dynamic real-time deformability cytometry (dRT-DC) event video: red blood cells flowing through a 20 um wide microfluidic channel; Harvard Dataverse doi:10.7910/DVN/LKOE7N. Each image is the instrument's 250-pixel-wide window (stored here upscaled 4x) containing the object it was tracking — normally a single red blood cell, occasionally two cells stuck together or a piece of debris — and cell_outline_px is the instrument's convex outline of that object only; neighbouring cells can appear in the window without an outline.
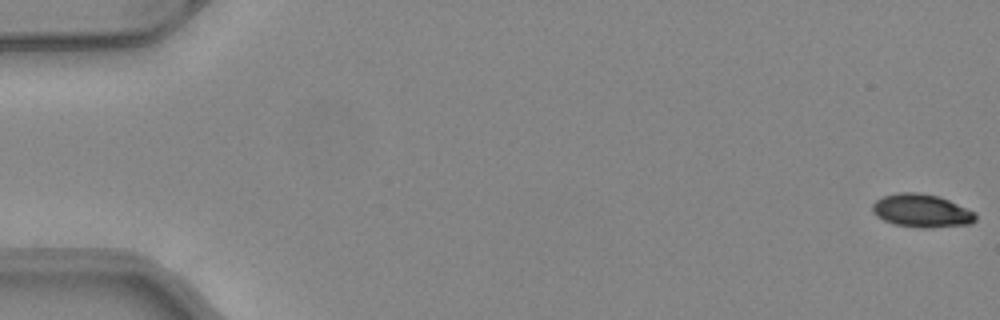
{"species": "common noctule bat (a hibernating species)", "species_latin": "Nyctalus noctula", "temperature_condition": "warm", "stored_images_in_passage": 3, "camera_frame_rate_fps": 3000, "um_per_image_px": 0.085, "animal": {"sex": "female", "body_mass_g": 24.6, "forearm_length_mm": 56.2}, "frame": {"image": 1, "passage_image": 1, "time_ms": 0.0, "image_size_px": [1000, 320], "cell_outline_px": [[976, 220], [972, 224], [924, 228], [920, 228], [892, 224], [876, 216], [872, 212], [872, 204], [876, 200], [884, 196], [900, 192], [916, 192], [940, 196], [976, 212]], "centroid_in_image_um": [78.34, 17.91], "position_along_channel_um": 6.7, "area_um2": 20.11}}